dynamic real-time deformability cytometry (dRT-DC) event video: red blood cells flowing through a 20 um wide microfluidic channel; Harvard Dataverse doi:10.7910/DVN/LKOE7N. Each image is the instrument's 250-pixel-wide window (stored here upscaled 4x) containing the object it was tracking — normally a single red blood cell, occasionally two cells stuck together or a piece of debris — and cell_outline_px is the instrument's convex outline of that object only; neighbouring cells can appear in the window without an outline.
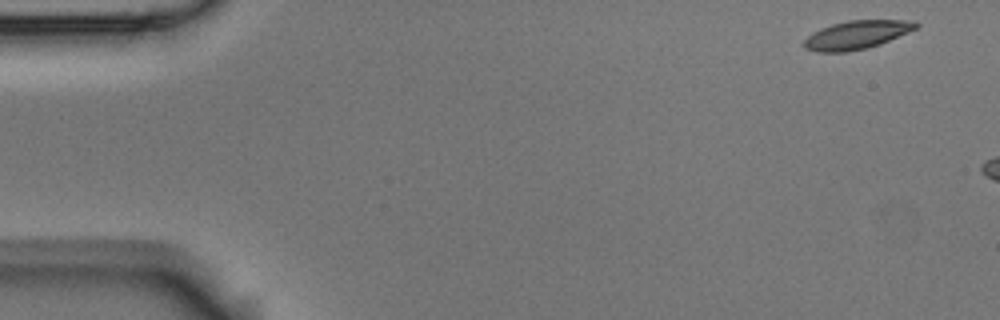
{"species": "Egyptian fruit bat (a non-hibernating species)", "species_latin": "Rousettus aegyptiacus", "temperature_condition": "room temperature", "stored_images_in_passage": 4, "camera_frame_rate_fps": 3000, "um_per_image_px": 0.085, "animal": {"sex": "male"}, "frame": {"image": 1, "passage_image": 1, "time_ms": 0.0, "image_size_px": [1000, 320], "cell_outline_px": [[920, 24], [916, 28], [908, 32], [880, 44], [868, 48], [848, 52], [816, 52], [804, 48], [804, 40], [812, 32], [820, 28], [832, 24], [848, 20], [916, 20]], "centroid_in_image_um": [72.81, 2.96], "position_along_channel_um": 12.2, "area_um2": 18.67}}